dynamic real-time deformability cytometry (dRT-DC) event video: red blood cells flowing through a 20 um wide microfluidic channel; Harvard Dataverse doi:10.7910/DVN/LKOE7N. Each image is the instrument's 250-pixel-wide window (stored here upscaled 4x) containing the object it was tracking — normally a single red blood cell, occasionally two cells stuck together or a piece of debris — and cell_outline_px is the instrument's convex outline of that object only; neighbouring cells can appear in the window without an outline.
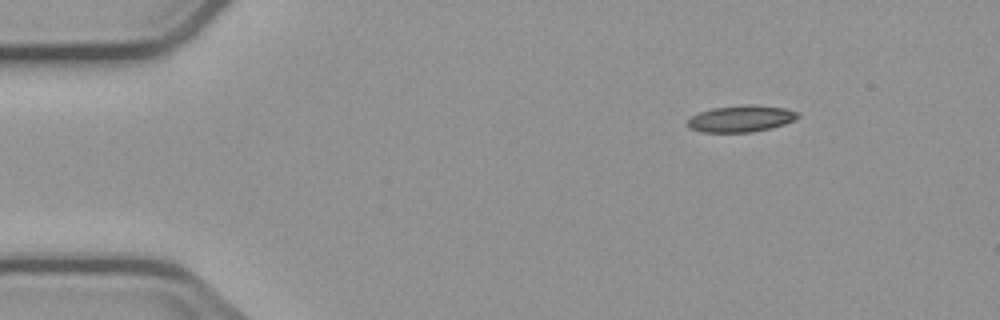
{"species": "common noctule bat (a hibernating species)", "species_latin": "Nyctalus noctula", "temperature_condition": "cold", "stored_images_in_passage": 4, "camera_frame_rate_fps": 3000, "um_per_image_px": 0.085, "animal": {"sex": "male", "body_mass_g": 23.1, "forearm_length_mm": 52.7}, "frame": {"image": 1, "passage_image": 1, "time_ms": 0.0, "image_size_px": [1000, 320], "cell_outline_px": [[800, 116], [784, 124], [752, 132], [704, 132], [692, 128], [688, 124], [688, 120], [692, 116], [700, 112], [712, 108], [748, 104], [752, 104], [784, 108], [796, 112]], "centroid_in_image_um": [62.98, 10.08], "position_along_channel_um": 22.0, "area_um2": 16.7}}
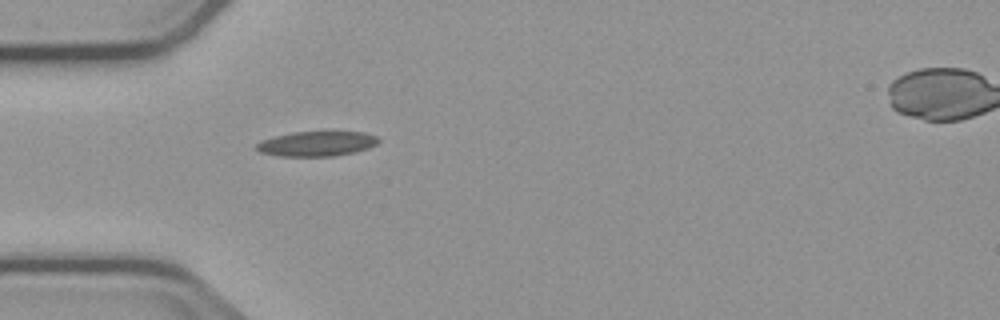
{"frame": {"image": 2, "passage_image": 3, "time_ms": 3.0, "image_size_px": [1000, 320], "cell_outline_px": [[380, 140], [376, 144], [368, 148], [356, 152], [332, 156], [280, 156], [260, 152], [256, 148], [256, 144], [260, 140], [292, 132], [364, 132], [376, 136]], "centroid_in_image_um": [26.92, 12.22], "position_along_channel_um": 58.1, "area_um2": 17.63}}